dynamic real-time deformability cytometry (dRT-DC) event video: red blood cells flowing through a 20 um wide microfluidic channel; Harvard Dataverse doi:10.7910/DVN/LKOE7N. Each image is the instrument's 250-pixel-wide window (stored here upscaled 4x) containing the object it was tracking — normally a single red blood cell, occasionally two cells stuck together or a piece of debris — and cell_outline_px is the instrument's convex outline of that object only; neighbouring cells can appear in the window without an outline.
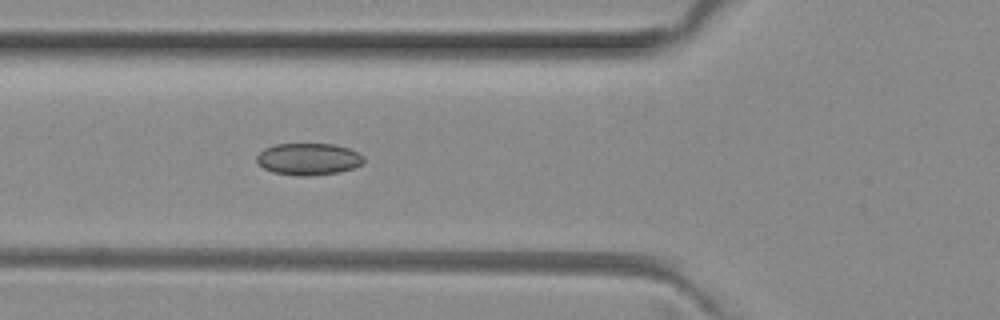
{"species": "common noctule bat (a hibernating species)", "species_latin": "Nyctalus noctula", "temperature_condition": "room temperature", "stored_images_in_passage": 6, "camera_frame_rate_fps": 3000, "um_per_image_px": 0.085, "animal": {"sex": "female", "body_mass_g": 29.2, "forearm_length_mm": 56.3}, "frame": {"image": 1, "passage_image": 6, "time_ms": 1.667, "image_size_px": [1000, 320], "cell_outline_px": [[364, 164], [340, 172], [308, 176], [296, 176], [272, 172], [264, 168], [256, 160], [256, 156], [264, 148], [276, 144], [336, 144], [348, 148], [364, 156]], "centroid_in_image_um": [26.23, 13.52], "position_along_channel_um": 99.6, "area_um2": 20.0}}